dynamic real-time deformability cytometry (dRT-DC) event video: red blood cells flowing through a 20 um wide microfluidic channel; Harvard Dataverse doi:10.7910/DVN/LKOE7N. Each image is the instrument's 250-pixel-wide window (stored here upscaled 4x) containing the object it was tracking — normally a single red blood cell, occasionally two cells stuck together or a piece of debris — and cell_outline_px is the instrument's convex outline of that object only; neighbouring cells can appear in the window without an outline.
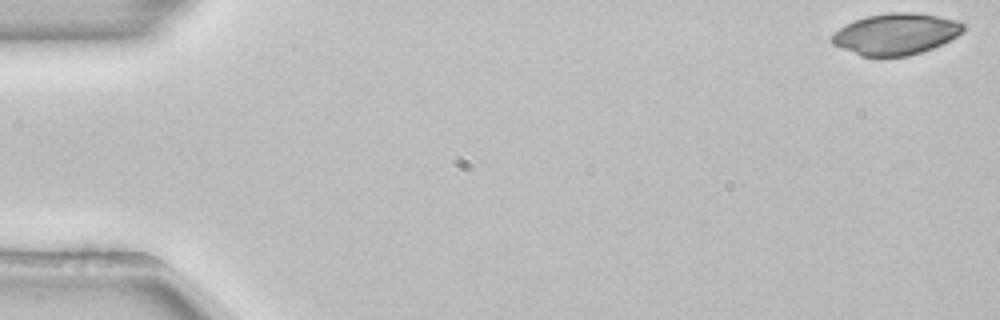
{"species": "common noctule bat (a hibernating species)", "species_latin": "Nyctalus noctula", "temperature_condition": "room temperature", "stored_images_in_passage": 14, "camera_frame_rate_fps": 3000, "um_per_image_px": 0.085, "animal": {"sex": "female", "body_mass_g": 22.7, "forearm_length_mm": 54.2}, "frame": {"image": 1, "passage_image": 1, "time_ms": 0.0, "image_size_px": [1000, 320], "cell_outline_px": [[964, 32], [932, 48], [908, 56], [860, 56], [832, 44], [828, 40], [844, 24], [868, 16], [888, 12], [912, 12], [936, 16], [956, 20], [964, 24]], "centroid_in_image_um": [76.12, 2.89], "position_along_channel_um": 8.9, "area_um2": 31.44}}